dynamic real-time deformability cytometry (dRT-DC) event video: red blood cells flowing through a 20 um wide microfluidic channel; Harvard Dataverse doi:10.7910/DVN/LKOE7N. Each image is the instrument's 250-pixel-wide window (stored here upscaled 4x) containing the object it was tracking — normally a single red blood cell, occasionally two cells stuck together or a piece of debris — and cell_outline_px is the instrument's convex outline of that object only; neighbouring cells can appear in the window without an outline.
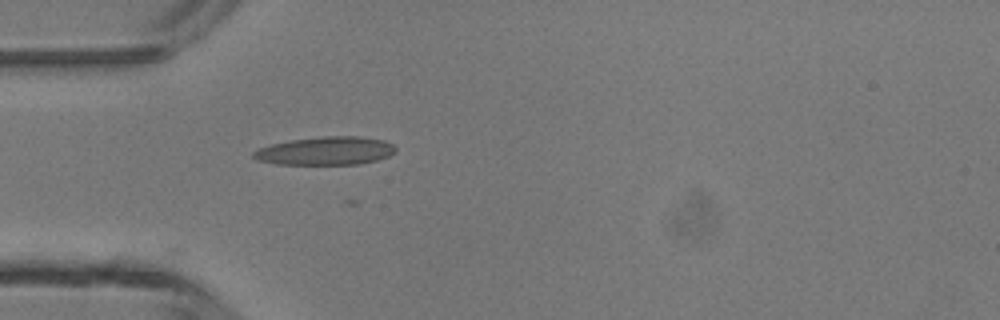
{"species": "common noctule bat (a hibernating species)", "species_latin": "Nyctalus noctula", "temperature_condition": "room temperature", "stored_images_in_passage": 23, "camera_frame_rate_fps": 3000, "um_per_image_px": 0.085, "animal": {"sex": "male", "body_mass_g": 13.3}, "frame": {"image": 1, "passage_image": 1, "time_ms": 0.0, "image_size_px": [1000, 320], "cell_outline_px": [[396, 152], [388, 156], [376, 160], [360, 164], [276, 164], [256, 160], [252, 156], [252, 152], [260, 148], [272, 144], [292, 140], [324, 136], [360, 136], [384, 140], [392, 144], [396, 148]], "centroid_in_image_um": [27.69, 12.82], "position_along_channel_um": 57.3, "area_um2": 23.35}}
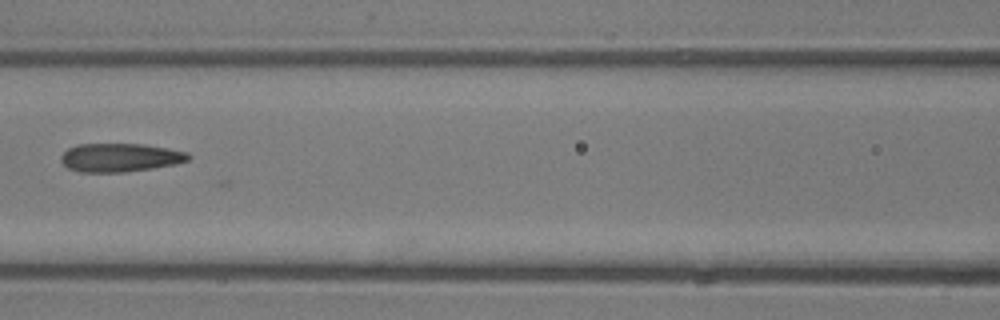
{"frame": {"image": 2, "passage_image": 8, "time_ms": 2.333, "image_size_px": [1000, 320], "cell_outline_px": [[192, 156], [188, 160], [176, 164], [152, 168], [124, 172], [80, 172], [68, 168], [60, 160], [60, 156], [68, 148], [76, 144], [144, 144], [168, 148], [188, 152]], "centroid_in_image_um": [10.21, 13.38], "position_along_channel_um": 156.4, "area_um2": 21.27}}
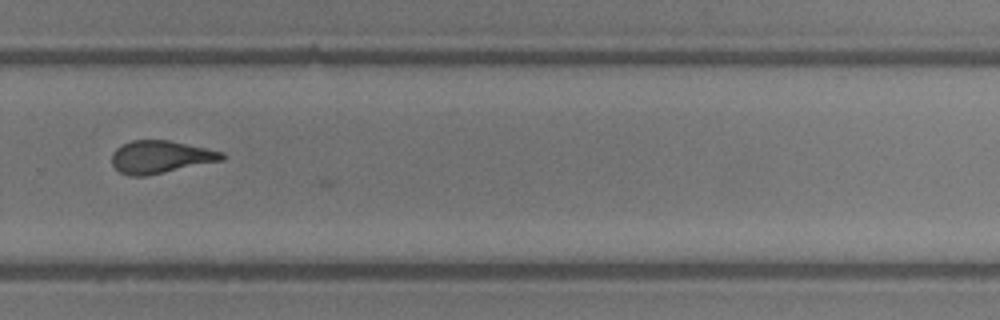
{"frame": {"image": 3, "passage_image": 19, "time_ms": 6.0, "image_size_px": [1000, 320], "cell_outline_px": [[224, 160], [148, 176], [128, 176], [120, 172], [112, 164], [112, 152], [116, 148], [132, 140], [168, 140], [224, 152]], "centroid_in_image_um": [13.64, 13.35], "position_along_channel_um": 316.2, "area_um2": 20.98}}